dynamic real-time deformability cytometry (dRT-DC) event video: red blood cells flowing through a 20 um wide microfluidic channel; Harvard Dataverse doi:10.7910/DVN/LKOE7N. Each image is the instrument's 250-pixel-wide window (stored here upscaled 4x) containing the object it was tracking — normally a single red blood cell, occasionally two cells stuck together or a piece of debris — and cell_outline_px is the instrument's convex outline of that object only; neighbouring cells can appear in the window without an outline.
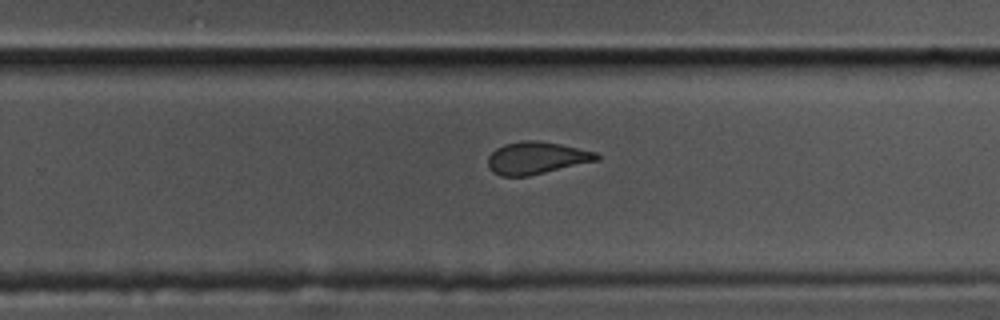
{"species": "common noctule bat (a hibernating species)", "species_latin": "Nyctalus noctula", "temperature_condition": "cold", "stored_images_in_passage": 39, "camera_frame_rate_fps": 3000, "um_per_image_px": 0.085, "animal": {"sex": "male", "body_mass_g": 17.5, "forearm_length_mm": 52.3}, "frame": {"image": 1, "passage_image": 28, "time_ms": 9.0, "image_size_px": [1000, 320], "cell_outline_px": [[600, 160], [528, 176], [500, 176], [492, 172], [488, 168], [488, 156], [496, 148], [504, 144], [520, 140], [536, 140], [560, 144], [596, 152], [600, 156]], "centroid_in_image_um": [45.58, 13.42], "position_along_channel_um": 284.2, "area_um2": 20.58}}
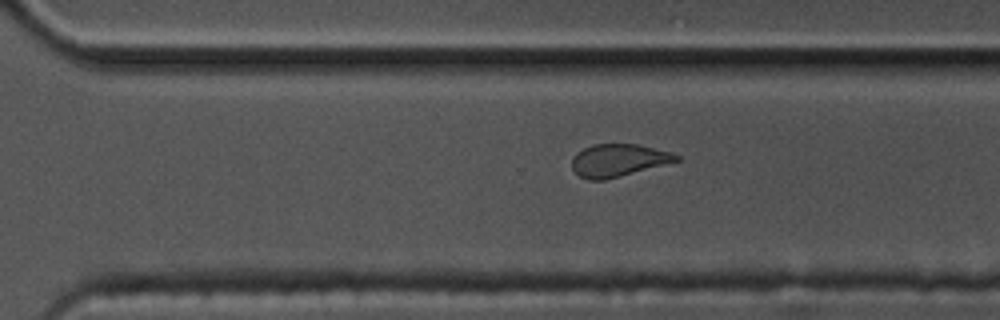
{"frame": {"image": 2, "passage_image": 31, "time_ms": 10.0, "image_size_px": [1000, 320], "cell_outline_px": [[680, 160], [620, 176], [604, 180], [588, 180], [580, 176], [572, 168], [572, 156], [576, 152], [592, 144], [636, 144], [672, 152], [680, 156]], "centroid_in_image_um": [52.53, 13.62], "position_along_channel_um": 318.1, "area_um2": 19.71}}
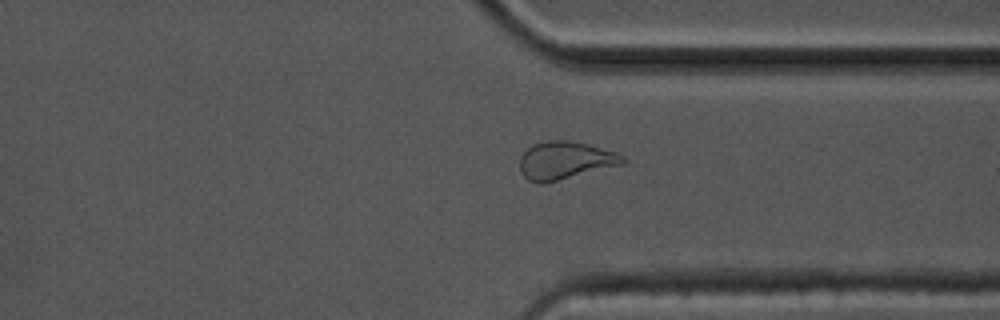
{"frame": {"image": 3, "passage_image": 35, "time_ms": 11.333, "image_size_px": [1000, 320], "cell_outline_px": [[628, 160], [624, 164], [544, 184], [536, 184], [528, 180], [520, 172], [520, 156], [532, 144], [548, 140], [568, 140], [588, 144], [616, 152], [624, 156]], "centroid_in_image_um": [48.04, 13.65], "position_along_channel_um": 363.4, "area_um2": 23.0}}